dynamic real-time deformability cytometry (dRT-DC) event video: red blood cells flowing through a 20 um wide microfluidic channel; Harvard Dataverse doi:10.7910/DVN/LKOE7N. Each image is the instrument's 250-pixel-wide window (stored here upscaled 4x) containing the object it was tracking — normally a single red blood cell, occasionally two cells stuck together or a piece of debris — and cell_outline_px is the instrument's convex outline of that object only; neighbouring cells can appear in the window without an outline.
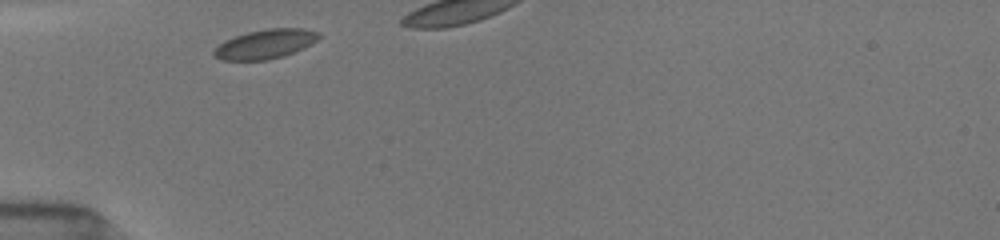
{"species": "common noctule bat (a hibernating species)", "species_latin": "Nyctalus noctula", "temperature_condition": "room temperature", "stored_images_in_passage": 7, "camera_frame_rate_fps": 3000, "um_per_image_px": 0.085, "animal": {"sex": "female", "body_mass_g": 19.5, "forearm_length_mm": 54.1}, "frame": {"image": 1, "passage_image": 1, "time_ms": 0.0, "image_size_px": [1000, 240], "cell_outline_px": [[320, 36], [316, 40], [284, 56], [268, 60], [220, 60], [212, 52], [212, 48], [236, 36], [248, 32], [268, 28], [304, 28], [320, 32]], "centroid_in_image_um": [22.53, 3.74], "position_along_channel_um": 62.5, "area_um2": 17.63}}
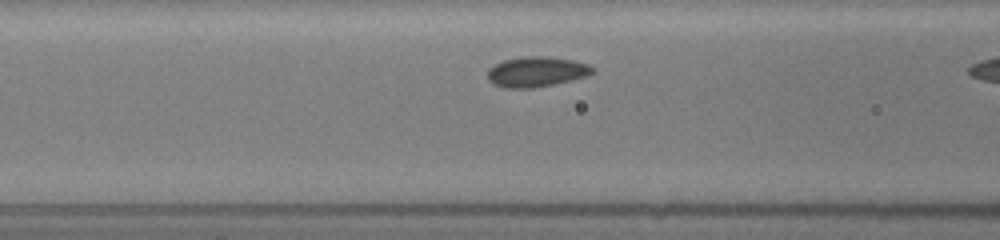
{"frame": {"image": 2, "passage_image": 5, "time_ms": 1.667, "image_size_px": [1000, 240], "cell_outline_px": [[596, 68], [588, 76], [552, 84], [532, 88], [504, 88], [492, 84], [488, 80], [488, 68], [504, 60], [524, 56], [548, 56], [572, 60], [588, 64]], "centroid_in_image_um": [45.58, 6.1], "position_along_channel_um": 121.0, "area_um2": 18.5}}